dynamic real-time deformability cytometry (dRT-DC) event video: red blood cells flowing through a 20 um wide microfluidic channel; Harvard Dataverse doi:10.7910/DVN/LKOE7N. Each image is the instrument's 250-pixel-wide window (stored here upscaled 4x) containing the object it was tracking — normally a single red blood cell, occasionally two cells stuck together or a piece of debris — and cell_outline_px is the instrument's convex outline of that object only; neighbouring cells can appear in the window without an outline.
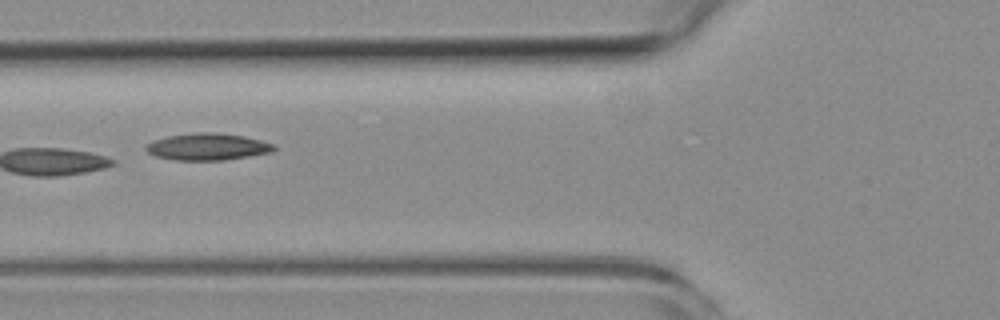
{"species": "common noctule bat (a hibernating species)", "species_latin": "Nyctalus noctula", "temperature_condition": "room temperature", "stored_images_in_passage": 8, "camera_frame_rate_fps": 3000, "um_per_image_px": 0.085, "animal": {"sex": "female", "body_mass_g": 19.3, "forearm_length_mm": 54.1}, "frame": {"image": 1, "passage_image": 3, "time_ms": 2.333, "image_size_px": [1000, 320], "cell_outline_px": [[276, 148], [272, 152], [224, 160], [176, 160], [156, 156], [148, 152], [144, 148], [144, 144], [152, 140], [168, 136], [192, 132], [212, 132], [244, 136], [276, 144]], "centroid_in_image_um": [17.62, 12.46], "position_along_channel_um": 108.2, "area_um2": 20.17}}
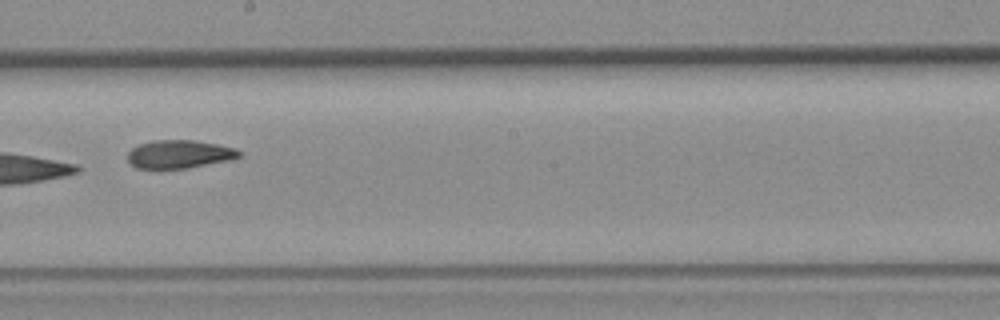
{"frame": {"image": 2, "passage_image": 6, "time_ms": 5.667, "image_size_px": [1000, 320], "cell_outline_px": [[240, 156], [232, 160], [188, 168], [136, 168], [128, 160], [128, 152], [132, 148], [140, 144], [152, 140], [196, 140], [236, 148], [240, 152]], "centroid_in_image_um": [15.26, 13.1], "position_along_channel_um": 232.9, "area_um2": 18.32}}
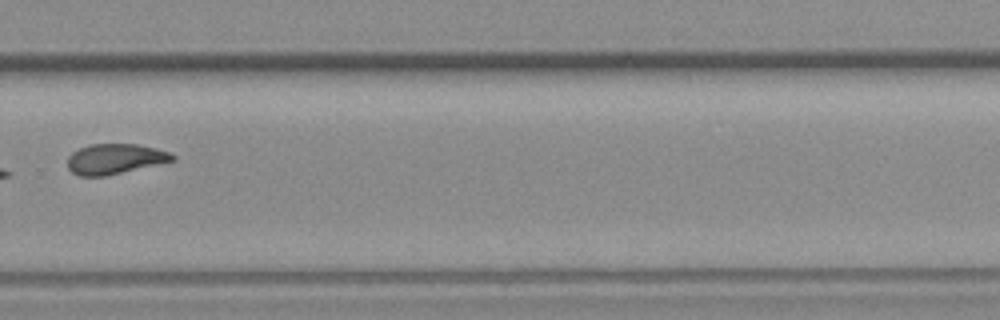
{"frame": {"image": 3, "passage_image": 8, "time_ms": 8.0, "image_size_px": [1000, 320], "cell_outline_px": [[176, 160], [104, 176], [80, 176], [72, 172], [68, 168], [68, 156], [72, 152], [88, 144], [136, 144], [156, 148], [172, 152], [176, 156]], "centroid_in_image_um": [9.78, 13.5], "position_along_channel_um": 320.0, "area_um2": 18.5}}